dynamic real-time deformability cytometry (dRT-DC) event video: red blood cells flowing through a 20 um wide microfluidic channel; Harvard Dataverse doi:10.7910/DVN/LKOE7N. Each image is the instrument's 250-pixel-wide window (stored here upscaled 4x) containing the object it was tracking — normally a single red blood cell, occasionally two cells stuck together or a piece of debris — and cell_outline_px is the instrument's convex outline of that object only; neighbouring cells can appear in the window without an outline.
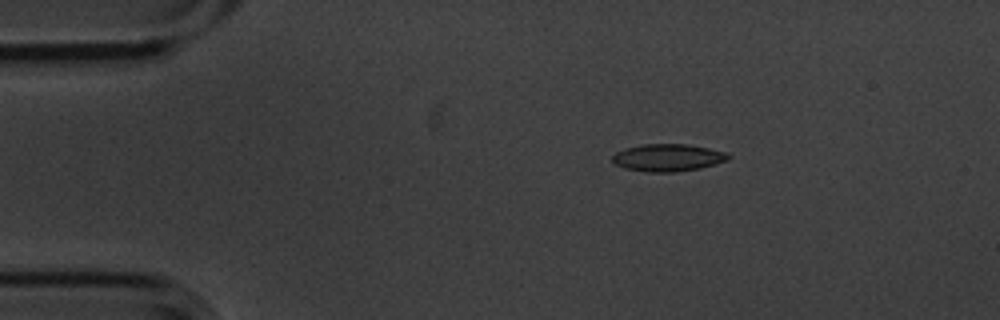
{"species": "common noctule bat (a hibernating species)", "species_latin": "Nyctalus noctula", "temperature_condition": "cold", "stored_images_in_passage": 4, "camera_frame_rate_fps": 3000, "um_per_image_px": 0.085, "animal": {"sex": "male", "body_mass_g": 20.1, "forearm_length_mm": 53.5}, "frame": {"image": 1, "passage_image": 3, "time_ms": 0.667, "image_size_px": [1000, 320], "cell_outline_px": [[732, 156], [728, 160], [700, 168], [676, 172], [648, 172], [624, 168], [616, 164], [612, 160], [612, 156], [616, 152], [624, 148], [644, 144], [688, 144], [728, 152]], "centroid_in_image_um": [56.79, 13.39], "position_along_channel_um": 28.2, "area_um2": 18.55}}